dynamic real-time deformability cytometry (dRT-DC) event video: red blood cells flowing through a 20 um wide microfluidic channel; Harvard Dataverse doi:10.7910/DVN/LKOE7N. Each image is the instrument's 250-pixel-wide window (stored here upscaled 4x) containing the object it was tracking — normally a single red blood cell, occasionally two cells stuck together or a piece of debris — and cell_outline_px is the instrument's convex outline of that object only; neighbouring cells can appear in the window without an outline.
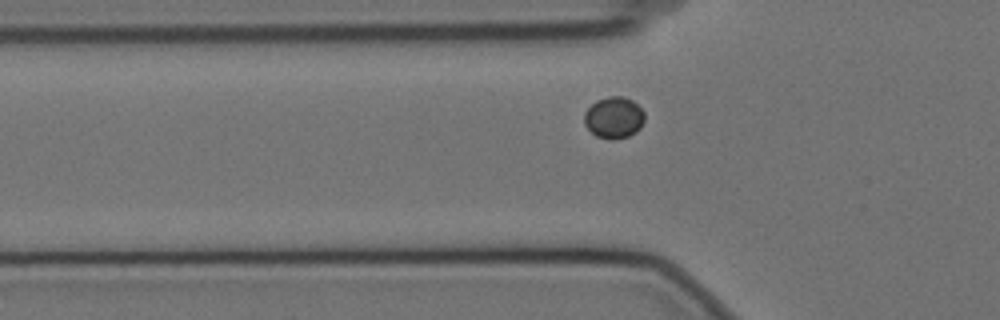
{"species": "Egyptian fruit bat (a non-hibernating species)", "species_latin": "Rousettus aegyptiacus", "temperature_condition": "cold", "stored_images_in_passage": 37, "camera_frame_rate_fps": 3000, "um_per_image_px": 0.085, "animal": {"sex": "female"}, "frame": {"image": 1, "passage_image": 4, "time_ms": 1.0, "image_size_px": [1000, 320], "cell_outline_px": [[644, 120], [640, 128], [636, 132], [628, 136], [612, 140], [608, 140], [596, 136], [584, 124], [584, 112], [596, 100], [608, 96], [624, 96], [632, 100], [644, 112]], "centroid_in_image_um": [52.17, 10.0], "position_along_channel_um": 73.6, "area_um2": 14.68}}
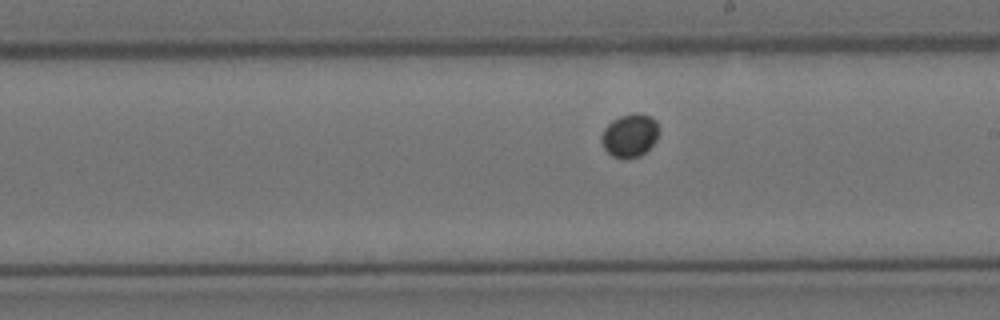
{"frame": {"image": 2, "passage_image": 18, "time_ms": 5.667, "image_size_px": [1000, 320], "cell_outline_px": [[660, 128], [656, 140], [640, 156], [624, 160], [612, 156], [604, 148], [600, 140], [604, 128], [612, 120], [620, 116], [636, 112], [640, 112], [652, 116], [656, 120]], "centroid_in_image_um": [53.54, 11.5], "position_along_channel_um": 235.5, "area_um2": 14.74}}
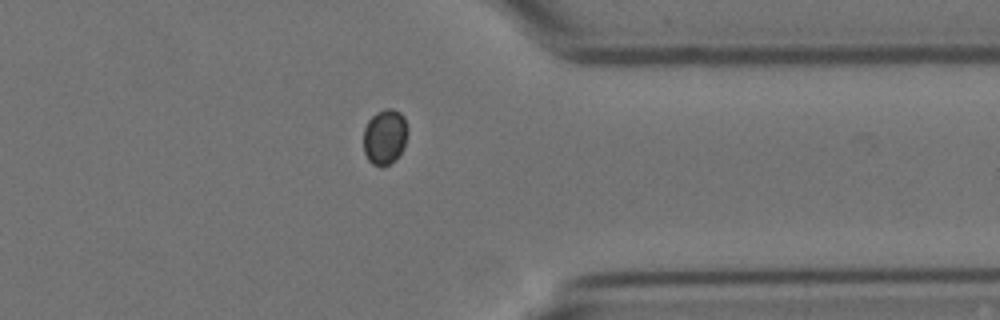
{"frame": {"image": 3, "passage_image": 31, "time_ms": 10.0, "image_size_px": [1000, 320], "cell_outline_px": [[408, 132], [404, 148], [396, 160], [388, 164], [372, 164], [368, 160], [364, 152], [364, 128], [368, 120], [376, 112], [384, 108], [392, 108], [400, 112], [404, 116], [408, 128]], "centroid_in_image_um": [32.73, 11.59], "position_along_channel_um": 378.7, "area_um2": 14.39}}